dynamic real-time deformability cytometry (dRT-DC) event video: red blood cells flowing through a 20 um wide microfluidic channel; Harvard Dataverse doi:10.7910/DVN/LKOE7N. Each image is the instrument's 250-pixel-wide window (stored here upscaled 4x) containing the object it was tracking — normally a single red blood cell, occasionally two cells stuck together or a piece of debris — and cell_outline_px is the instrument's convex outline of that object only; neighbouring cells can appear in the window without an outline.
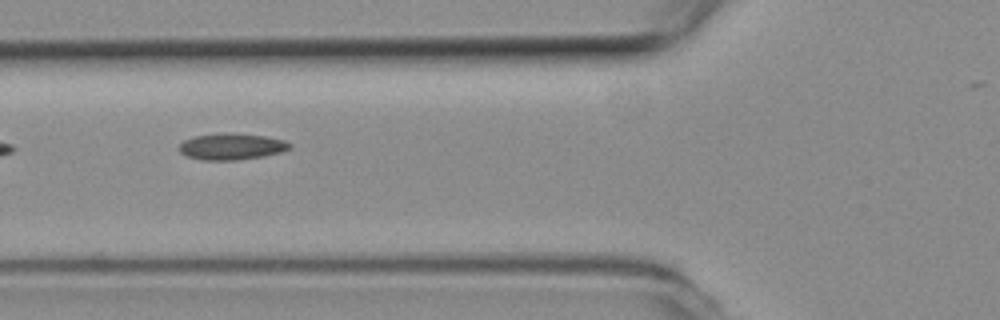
{"species": "common noctule bat (a hibernating species)", "species_latin": "Nyctalus noctula", "temperature_condition": "room temperature", "stored_images_in_passage": 8, "camera_frame_rate_fps": 3000, "um_per_image_px": 0.085, "animal": {"sex": "female", "body_mass_g": 19.3, "forearm_length_mm": 54.1}, "frame": {"image": 1, "passage_image": 6, "time_ms": 1.667, "image_size_px": [1000, 320], "cell_outline_px": [[292, 148], [280, 152], [264, 156], [236, 160], [204, 160], [188, 156], [180, 152], [180, 144], [184, 140], [192, 136], [224, 132], [232, 132], [264, 136], [284, 140], [292, 144]], "centroid_in_image_um": [19.7, 12.44], "position_along_channel_um": 106.1, "area_um2": 17.11}}
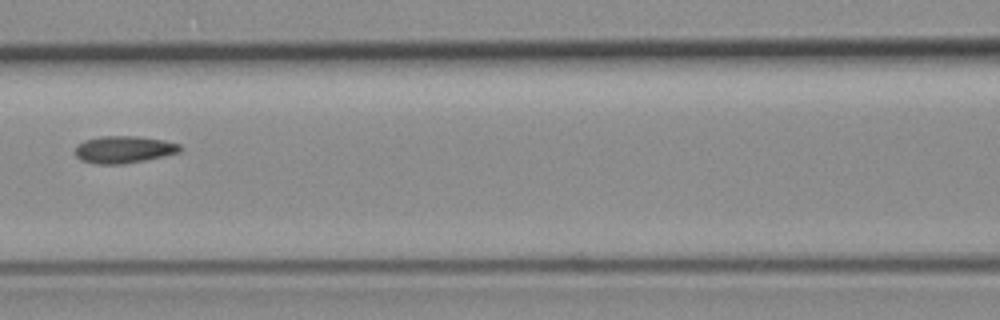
{"frame": {"image": 2, "passage_image": 7, "time_ms": 2.0, "image_size_px": [1000, 320], "cell_outline_px": [[180, 152], [144, 160], [124, 164], [96, 164], [80, 160], [76, 156], [76, 144], [84, 140], [100, 136], [140, 136], [164, 140], [180, 144]], "centroid_in_image_um": [10.49, 12.7], "position_along_channel_um": 156.1, "area_um2": 16.65}}
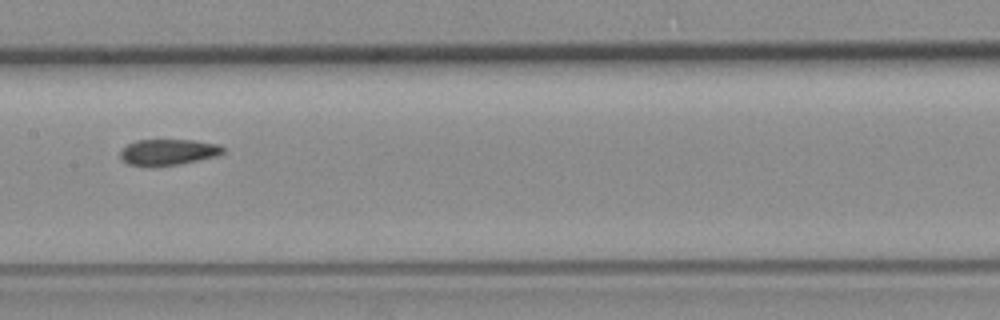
{"frame": {"image": 3, "passage_image": 8, "time_ms": 2.333, "image_size_px": [1000, 320], "cell_outline_px": [[224, 152], [216, 156], [176, 164], [128, 164], [120, 160], [120, 152], [128, 144], [136, 140], [192, 140], [220, 144], [224, 148]], "centroid_in_image_um": [14.31, 12.89], "position_along_channel_um": 193.1, "area_um2": 15.03}}